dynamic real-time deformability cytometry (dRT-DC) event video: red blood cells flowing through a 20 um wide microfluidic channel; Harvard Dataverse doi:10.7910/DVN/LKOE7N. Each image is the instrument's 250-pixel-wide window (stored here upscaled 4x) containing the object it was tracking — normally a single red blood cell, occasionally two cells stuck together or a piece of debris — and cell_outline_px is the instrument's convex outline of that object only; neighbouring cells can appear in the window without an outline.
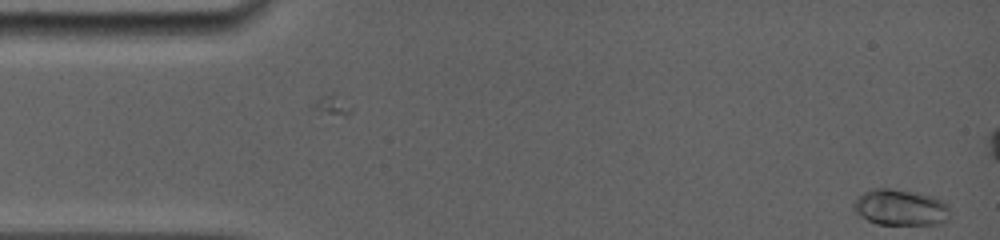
{"species": "common noctule bat (a hibernating species)", "species_latin": "Nyctalus noctula", "temperature_condition": "room temperature", "stored_images_in_passage": 3, "camera_frame_rate_fps": 5000, "um_per_image_px": 0.085, "animal": {"sex": "female", "body_mass_g": 19.0, "forearm_length_mm": 56.7}, "frame": {"image": 1, "passage_image": 3, "time_ms": 0.4, "image_size_px": [1000, 240], "cell_outline_px": [[948, 220], [940, 224], [876, 224], [860, 216], [852, 208], [852, 204], [864, 192], [872, 188], [888, 188], [912, 192], [932, 196], [944, 200], [948, 204]], "centroid_in_image_um": [76.54, 17.64], "position_along_channel_um": 8.5, "area_um2": 20.23}}